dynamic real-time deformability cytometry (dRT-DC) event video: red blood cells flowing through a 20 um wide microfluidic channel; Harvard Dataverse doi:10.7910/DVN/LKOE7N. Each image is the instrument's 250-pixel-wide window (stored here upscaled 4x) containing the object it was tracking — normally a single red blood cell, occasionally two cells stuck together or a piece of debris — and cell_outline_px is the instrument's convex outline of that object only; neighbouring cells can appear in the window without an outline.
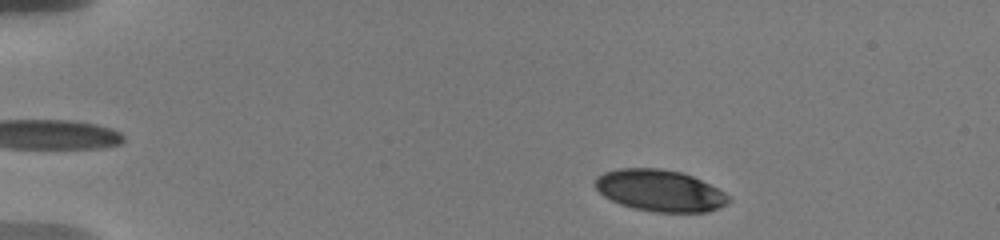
{"species": "human", "species_latin": "Homo sapiens", "temperature_condition": "warm", "stored_images_in_passage": 58, "camera_frame_rate_fps": 3000, "um_per_image_px": 0.085, "donor": {"sex": "male"}, "frame": {"image": 1, "passage_image": 5, "time_ms": 0.667, "image_size_px": [1000, 240], "cell_outline_px": [[732, 200], [728, 204], [720, 208], [708, 212], [652, 212], [632, 208], [620, 204], [604, 196], [592, 184], [596, 176], [604, 172], [620, 168], [660, 168], [684, 172], [724, 192]], "centroid_in_image_um": [56.08, 16.2], "position_along_channel_um": 28.9, "area_um2": 32.66}}
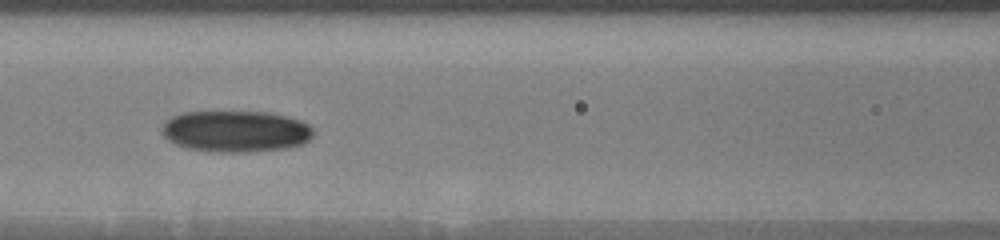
{"frame": {"image": 2, "passage_image": 34, "time_ms": 6.333, "image_size_px": [1000, 240], "cell_outline_px": [[312, 136], [304, 144], [288, 148], [248, 152], [216, 152], [188, 148], [176, 144], [168, 140], [160, 132], [164, 120], [172, 116], [184, 112], [268, 112], [300, 120], [308, 124], [312, 128]], "centroid_in_image_um": [20.01, 11.16], "position_along_channel_um": 146.6, "area_um2": 36.7}}
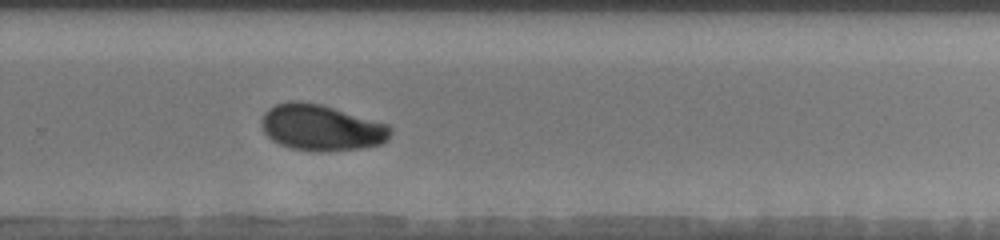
{"frame": {"image": 3, "passage_image": 58, "time_ms": 10.667, "image_size_px": [1000, 240], "cell_outline_px": [[392, 132], [388, 140], [384, 144], [364, 148], [320, 152], [316, 152], [292, 148], [280, 144], [272, 140], [264, 132], [260, 120], [264, 112], [268, 108], [276, 104], [288, 100], [300, 100], [324, 104], [388, 124], [392, 128]], "centroid_in_image_um": [27.33, 10.83], "position_along_channel_um": 302.5, "area_um2": 35.37}}